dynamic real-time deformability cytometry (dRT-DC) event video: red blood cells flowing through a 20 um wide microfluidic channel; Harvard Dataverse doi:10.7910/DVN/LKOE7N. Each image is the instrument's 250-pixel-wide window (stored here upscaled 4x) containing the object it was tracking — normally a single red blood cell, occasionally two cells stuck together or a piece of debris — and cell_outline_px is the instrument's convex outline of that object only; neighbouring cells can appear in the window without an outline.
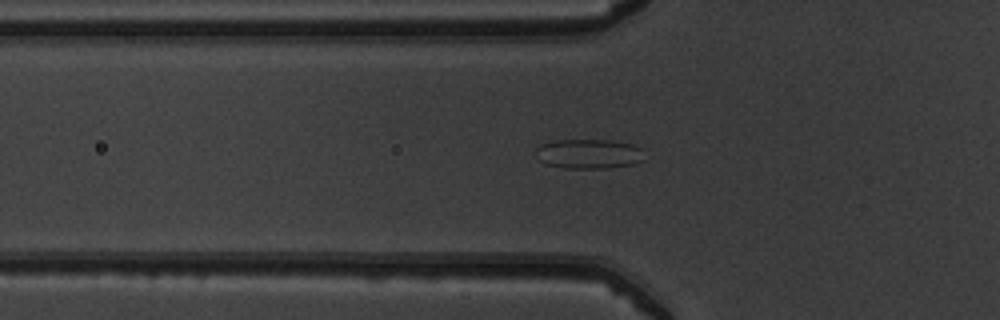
{"species": "common noctule bat (a hibernating species)", "species_latin": "Nyctalus noctula", "temperature_condition": "warm", "stored_images_in_passage": 49, "camera_frame_rate_fps": 3000, "um_per_image_px": 0.085, "animal": {"sex": "male", "body_mass_g": 19.5, "forearm_length_mm": 54.6}, "frame": {"image": 1, "passage_image": 19, "time_ms": 6.0, "image_size_px": [1000, 320], "cell_outline_px": [[644, 160], [632, 164], [608, 168], [564, 168], [544, 164], [540, 160], [536, 148], [540, 144], [556, 140], [608, 140], [632, 144], [644, 148]], "centroid_in_image_um": [50.09, 13.07], "position_along_channel_um": 75.7, "area_um2": 18.84}}
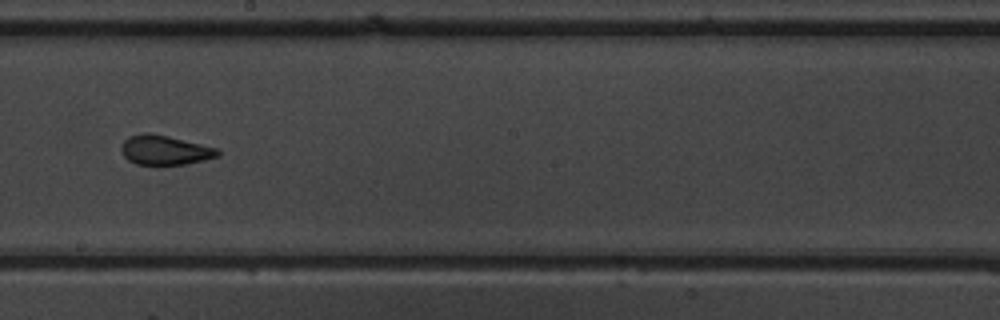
{"frame": {"image": 2, "passage_image": 31, "time_ms": 10.0, "image_size_px": [1000, 320], "cell_outline_px": [[220, 156], [204, 160], [184, 164], [156, 168], [136, 164], [128, 160], [124, 156], [120, 148], [124, 140], [128, 136], [144, 132], [148, 132], [168, 136], [216, 148], [220, 152]], "centroid_in_image_um": [13.96, 12.8], "position_along_channel_um": 234.2, "area_um2": 17.17}}
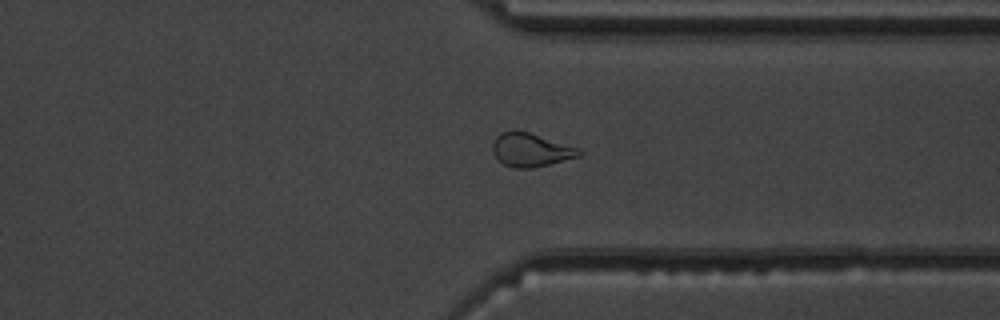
{"frame": {"image": 3, "passage_image": 41, "time_ms": 13.333, "image_size_px": [1000, 320], "cell_outline_px": [[584, 152], [580, 156], [532, 168], [512, 168], [504, 164], [492, 152], [492, 144], [496, 136], [500, 132], [512, 128], [528, 132], [580, 148]], "centroid_in_image_um": [45.1, 12.71], "position_along_channel_um": 366.3, "area_um2": 17.05}}